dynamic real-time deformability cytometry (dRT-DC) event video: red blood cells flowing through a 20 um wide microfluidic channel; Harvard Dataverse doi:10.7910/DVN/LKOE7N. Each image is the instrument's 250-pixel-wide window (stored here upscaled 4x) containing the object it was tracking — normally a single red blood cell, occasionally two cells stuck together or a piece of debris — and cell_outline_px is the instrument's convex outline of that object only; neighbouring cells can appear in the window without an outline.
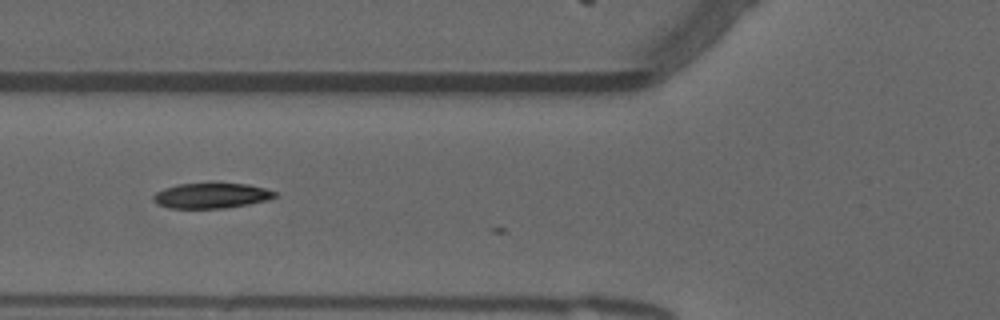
{"species": "common noctule bat (a hibernating species)", "species_latin": "Nyctalus noctula", "temperature_condition": "warm", "stored_images_in_passage": 6, "camera_frame_rate_fps": 3000, "um_per_image_px": 0.085, "animal": {"sex": "male", "forearm_length_mm": 52.5}, "frame": {"image": 1, "passage_image": 5, "time_ms": 1.333, "image_size_px": [1000, 320], "cell_outline_px": [[276, 196], [268, 200], [248, 204], [224, 208], [168, 208], [156, 204], [152, 200], [152, 196], [156, 192], [164, 188], [176, 184], [248, 184], [264, 188], [276, 192]], "centroid_in_image_um": [17.92, 16.64], "position_along_channel_um": 107.9, "area_um2": 17.8}}